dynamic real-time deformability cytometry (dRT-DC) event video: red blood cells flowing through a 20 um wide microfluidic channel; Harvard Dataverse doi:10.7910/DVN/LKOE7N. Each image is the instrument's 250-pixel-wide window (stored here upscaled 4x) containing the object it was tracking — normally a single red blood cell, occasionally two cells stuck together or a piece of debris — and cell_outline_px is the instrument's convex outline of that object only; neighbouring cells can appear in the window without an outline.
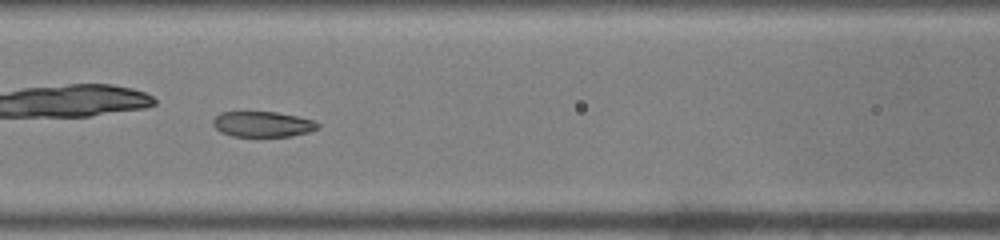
{"species": "common noctule bat (a hibernating species)", "species_latin": "Nyctalus noctula", "temperature_condition": "warm", "stored_images_in_passage": 50, "camera_frame_rate_fps": 3000, "um_per_image_px": 0.085, "animal": {"sex": "male", "body_mass_g": 19.0, "forearm_length_mm": 50.8}, "frame": {"image": 1, "passage_image": 22, "time_ms": 7.0, "image_size_px": [1000, 240], "cell_outline_px": [[320, 128], [308, 132], [292, 136], [232, 136], [220, 132], [212, 124], [212, 120], [220, 112], [276, 112], [316, 120], [320, 124]], "centroid_in_image_um": [22.35, 10.55], "position_along_channel_um": 144.3, "area_um2": 15.66}}
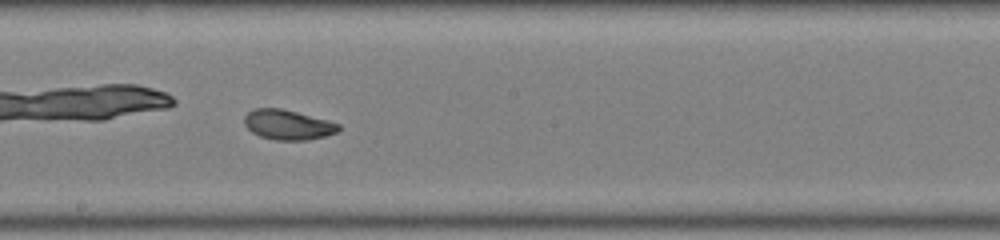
{"frame": {"image": 2, "passage_image": 28, "time_ms": 9.0, "image_size_px": [1000, 240], "cell_outline_px": [[340, 128], [336, 132], [324, 136], [308, 140], [272, 140], [260, 136], [252, 132], [244, 124], [244, 116], [248, 112], [256, 108], [280, 108], [328, 120], [340, 124]], "centroid_in_image_um": [24.45, 10.61], "position_along_channel_um": 223.8, "area_um2": 16.36}}
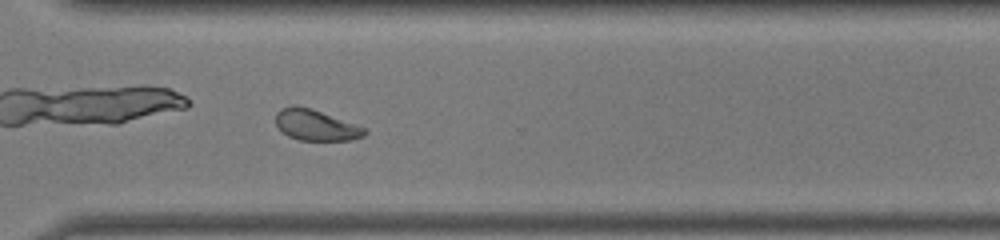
{"frame": {"image": 3, "passage_image": 37, "time_ms": 12.0, "image_size_px": [1000, 240], "cell_outline_px": [[368, 132], [364, 136], [352, 140], [300, 140], [288, 136], [280, 132], [276, 124], [276, 112], [280, 108], [292, 104], [296, 104], [368, 128]], "centroid_in_image_um": [26.82, 10.64], "position_along_channel_um": 343.8, "area_um2": 16.13}, "authors_computed_cell_mechanics": {"area_um2": 17.5423, "velocity_mm_per_s": 3.9946, "shape_relaxation_time_tau1_ms": 2.5461, "shape_relaxation_time_tau2_ms": 4.175, "deformation_change_tau1": 0.1273, "deformation_change_tau2": 0.1002}}